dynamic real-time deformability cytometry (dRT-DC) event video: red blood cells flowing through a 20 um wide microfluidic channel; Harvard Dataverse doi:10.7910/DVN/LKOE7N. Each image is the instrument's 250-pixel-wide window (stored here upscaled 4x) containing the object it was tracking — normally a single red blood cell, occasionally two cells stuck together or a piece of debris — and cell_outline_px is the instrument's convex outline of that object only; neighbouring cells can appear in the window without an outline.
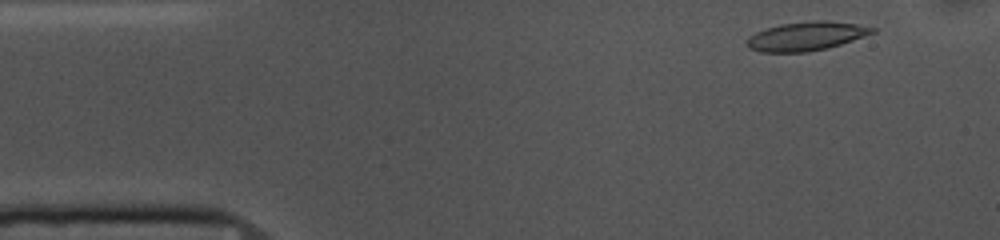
{"species": "common noctule bat (a hibernating species)", "species_latin": "Nyctalus noctula", "temperature_condition": "cold", "stored_images_in_passage": 51, "camera_frame_rate_fps": 3000, "um_per_image_px": 0.085, "animal": {"sex": "female", "body_mass_g": 10.0, "forearm_length_mm": 53.1}, "frame": {"image": 1, "passage_image": 2, "time_ms": 0.333, "image_size_px": [1000, 240], "cell_outline_px": [[876, 32], [828, 48], [808, 52], [760, 52], [748, 48], [744, 44], [744, 40], [748, 36], [764, 28], [780, 24], [812, 20], [824, 20], [856, 24], [876, 28]], "centroid_in_image_um": [68.45, 3.08], "position_along_channel_um": 16.5, "area_um2": 21.33}}
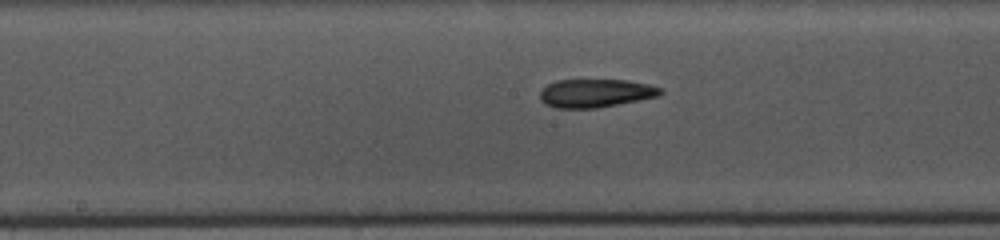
{"frame": {"image": 2, "passage_image": 23, "time_ms": 7.333, "image_size_px": [1000, 240], "cell_outline_px": [[664, 92], [660, 96], [596, 108], [556, 108], [544, 104], [540, 100], [540, 92], [548, 84], [556, 80], [628, 80], [648, 84], [664, 88]], "centroid_in_image_um": [50.65, 7.92], "position_along_channel_um": 197.6, "area_um2": 20.0}}
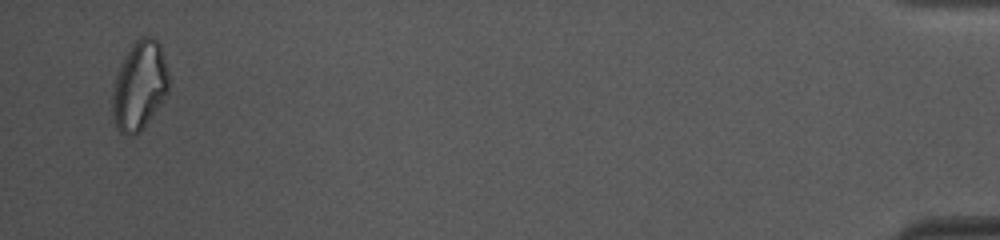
{"frame": {"image": 3, "passage_image": 49, "time_ms": 16.0, "image_size_px": [1000, 240], "cell_outline_px": [[168, 92], [144, 128], [136, 136], [120, 132], [116, 128], [112, 120], [112, 84], [124, 56], [132, 40], [140, 36], [152, 36], [160, 44], [168, 72]], "centroid_in_image_um": [11.82, 7.27], "position_along_channel_um": 423.4, "area_um2": 29.71}, "authors_computed_cell_mechanics": {"area_um2": 20.7502, "velocity_mm_per_s": 3.6565, "shape_relaxation_time_tau1_ms": null, "shape_relaxation_time_tau2_ms": 5.2207, "deformation_change_tau1": null, "deformation_change_tau2": 0.1394}}